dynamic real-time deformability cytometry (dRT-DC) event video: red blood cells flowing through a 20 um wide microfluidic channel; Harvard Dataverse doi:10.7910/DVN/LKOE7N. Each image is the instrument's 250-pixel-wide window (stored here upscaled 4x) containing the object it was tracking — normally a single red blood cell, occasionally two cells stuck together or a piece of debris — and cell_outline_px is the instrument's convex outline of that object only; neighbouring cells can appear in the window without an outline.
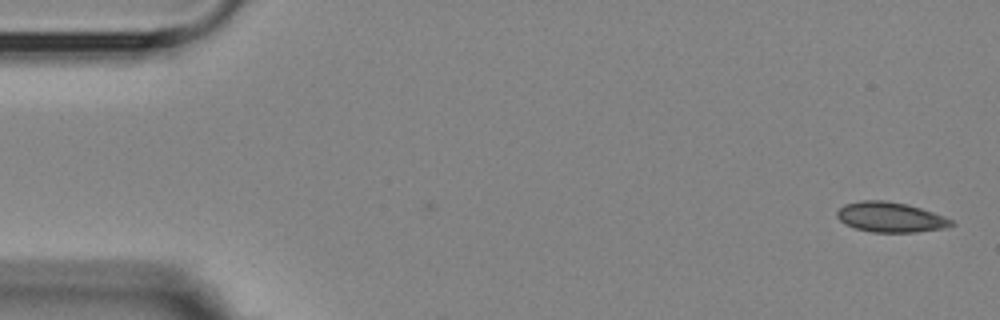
{"species": "Egyptian fruit bat (a non-hibernating species)", "species_latin": "Rousettus aegyptiacus", "temperature_condition": "room temperature", "stored_images_in_passage": 2, "camera_frame_rate_fps": 3000, "um_per_image_px": 0.085, "animal": {"sex": "female"}, "frame": {"image": 1, "passage_image": 2, "time_ms": 1.0, "image_size_px": [1000, 320], "cell_outline_px": [[956, 224], [944, 228], [916, 232], [872, 232], [856, 228], [844, 224], [836, 216], [836, 212], [844, 204], [860, 200], [884, 200], [908, 204], [944, 216], [952, 220]], "centroid_in_image_um": [75.67, 18.45], "position_along_channel_um": 9.3, "area_um2": 20.06}}